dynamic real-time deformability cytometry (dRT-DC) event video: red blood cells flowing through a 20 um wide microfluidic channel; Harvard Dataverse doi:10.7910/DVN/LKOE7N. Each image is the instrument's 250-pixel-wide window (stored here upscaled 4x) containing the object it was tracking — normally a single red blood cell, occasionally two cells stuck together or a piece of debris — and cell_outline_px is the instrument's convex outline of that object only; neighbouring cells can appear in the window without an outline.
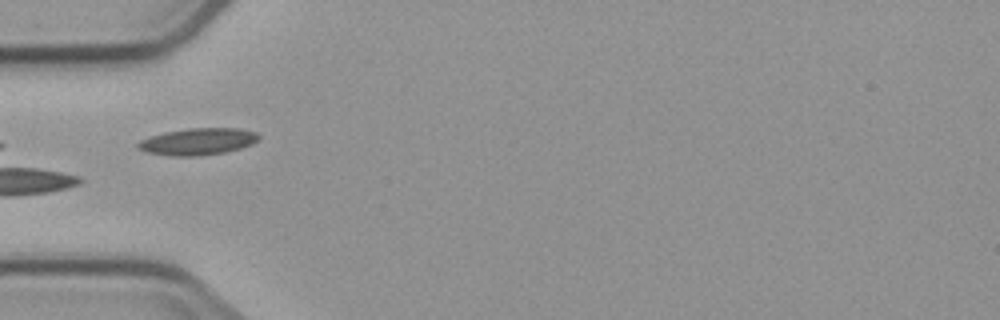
{"species": "common noctule bat (a hibernating species)", "species_latin": "Nyctalus noctula", "temperature_condition": "cold", "stored_images_in_passage": 8, "camera_frame_rate_fps": 3000, "um_per_image_px": 0.085, "animal": {"sex": "male", "body_mass_g": 23.1, "forearm_length_mm": 52.7}, "frame": {"image": 1, "passage_image": 4, "time_ms": 4.0, "image_size_px": [1000, 320], "cell_outline_px": [[260, 136], [252, 144], [240, 148], [224, 152], [200, 156], [172, 156], [148, 152], [140, 148], [136, 144], [140, 140], [164, 132], [188, 128], [240, 128], [256, 132]], "centroid_in_image_um": [16.84, 12.02], "position_along_channel_um": 68.2, "area_um2": 18.73}}
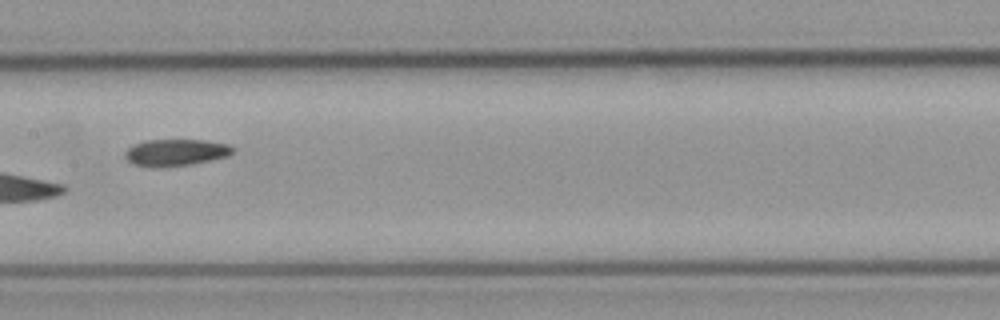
{"frame": {"image": 2, "passage_image": 7, "time_ms": 7.333, "image_size_px": [1000, 320], "cell_outline_px": [[236, 152], [228, 156], [192, 164], [164, 168], [152, 168], [132, 164], [124, 156], [124, 152], [128, 148], [144, 140], [204, 140], [228, 144], [236, 148]], "centroid_in_image_um": [14.95, 12.98], "position_along_channel_um": 192.4, "area_um2": 17.17}}